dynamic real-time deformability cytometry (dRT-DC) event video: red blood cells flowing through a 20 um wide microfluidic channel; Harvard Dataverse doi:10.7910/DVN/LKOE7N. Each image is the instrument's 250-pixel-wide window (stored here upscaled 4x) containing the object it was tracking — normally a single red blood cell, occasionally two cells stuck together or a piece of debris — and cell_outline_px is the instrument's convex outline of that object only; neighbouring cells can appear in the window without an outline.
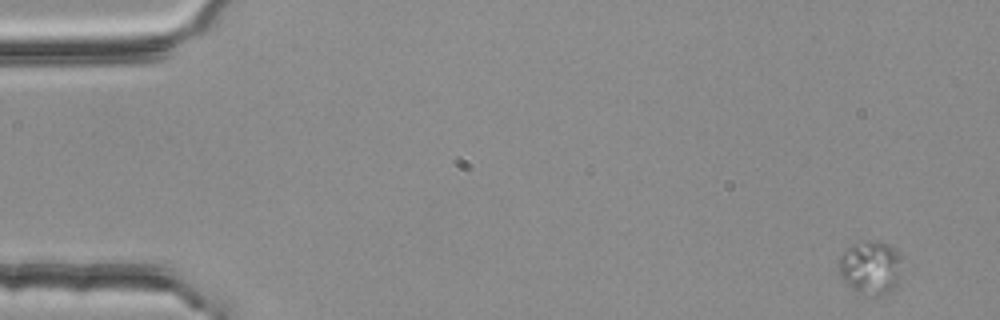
{"species": "common noctule bat (a hibernating species)", "species_latin": "Nyctalus noctula", "temperature_condition": "room temperature", "stored_images_in_passage": 4, "camera_frame_rate_fps": 3000, "um_per_image_px": 0.085, "animal": {"sex": "female", "body_mass_g": 25.1}, "frame": {"image": 1, "passage_image": 1, "time_ms": 0.0, "image_size_px": [1000, 320], "cell_outline_px": [[900, 276], [892, 292], [884, 296], [868, 296], [856, 292], [840, 276], [840, 256], [852, 244], [864, 240], [876, 240], [888, 244], [896, 248], [900, 252]], "centroid_in_image_um": [74.03, 22.75], "position_along_channel_um": 11.0, "area_um2": 20.06}}
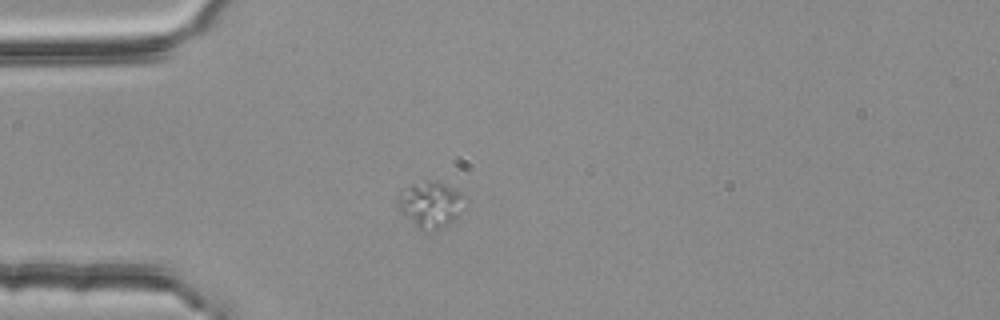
{"frame": {"image": 2, "passage_image": 4, "time_ms": 1.0, "image_size_px": [1000, 320], "cell_outline_px": [[460, 212], [448, 224], [436, 228], [420, 228], [400, 212], [396, 200], [396, 196], [412, 184], [428, 180], [440, 180], [460, 192]], "centroid_in_image_um": [36.52, 17.31], "position_along_channel_um": 48.5, "area_um2": 17.11}}